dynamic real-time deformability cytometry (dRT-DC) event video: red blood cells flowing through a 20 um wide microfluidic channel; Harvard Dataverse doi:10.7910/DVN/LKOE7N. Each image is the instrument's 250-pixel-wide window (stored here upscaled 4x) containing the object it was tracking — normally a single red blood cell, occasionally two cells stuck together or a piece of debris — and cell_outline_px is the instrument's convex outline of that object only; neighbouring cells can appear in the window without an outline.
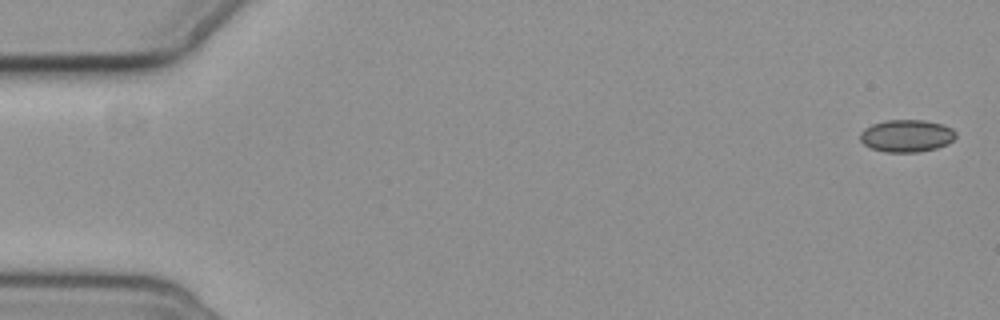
{"species": "common noctule bat (a hibernating species)", "species_latin": "Nyctalus noctula", "temperature_condition": "cold", "stored_images_in_passage": 5, "camera_frame_rate_fps": 3000, "um_per_image_px": 0.085, "animal": {"sex": "female", "body_mass_g": 19.3, "forearm_length_mm": 54.1}, "frame": {"image": 1, "passage_image": 1, "time_ms": 0.0, "image_size_px": [1000, 320], "cell_outline_px": [[956, 136], [948, 144], [936, 148], [920, 152], [884, 152], [872, 148], [864, 144], [860, 140], [860, 132], [864, 128], [872, 124], [884, 120], [924, 120], [944, 124], [952, 128], [956, 132]], "centroid_in_image_um": [77.07, 11.54], "position_along_channel_um": 7.9, "area_um2": 18.21}}
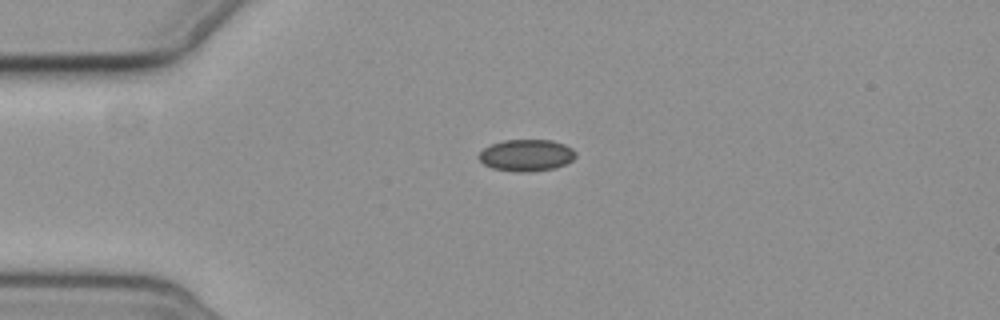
{"frame": {"image": 2, "passage_image": 4, "time_ms": 4.333, "image_size_px": [1000, 320], "cell_outline_px": [[576, 156], [572, 160], [556, 168], [532, 172], [512, 172], [492, 168], [484, 164], [476, 156], [484, 148], [492, 144], [504, 140], [552, 140], [564, 144], [572, 148], [576, 152]], "centroid_in_image_um": [44.74, 13.21], "position_along_channel_um": 40.3, "area_um2": 18.09}}